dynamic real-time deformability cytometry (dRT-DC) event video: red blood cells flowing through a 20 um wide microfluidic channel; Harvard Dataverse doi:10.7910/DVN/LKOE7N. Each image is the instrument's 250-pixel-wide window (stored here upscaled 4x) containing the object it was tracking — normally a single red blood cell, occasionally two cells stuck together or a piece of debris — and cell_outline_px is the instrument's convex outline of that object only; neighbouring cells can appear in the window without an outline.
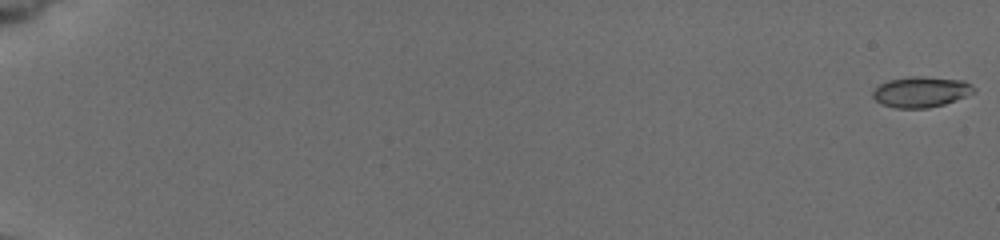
{"species": "common noctule bat (a hibernating species)", "species_latin": "Nyctalus noctula", "temperature_condition": "cold", "stored_images_in_passage": 56, "camera_frame_rate_fps": 3000, "um_per_image_px": 0.085, "animal": {"sex": "female", "body_mass_g": 19.5, "forearm_length_mm": 54.1}, "frame": {"image": 1, "passage_image": 1, "time_ms": 0.0, "image_size_px": [1000, 240], "cell_outline_px": [[976, 92], [944, 104], [928, 108], [896, 108], [880, 104], [872, 96], [872, 92], [880, 84], [888, 80], [912, 76], [920, 76], [964, 80], [972, 84], [976, 88]], "centroid_in_image_um": [78.3, 7.81], "position_along_channel_um": 6.7, "area_um2": 18.15}}
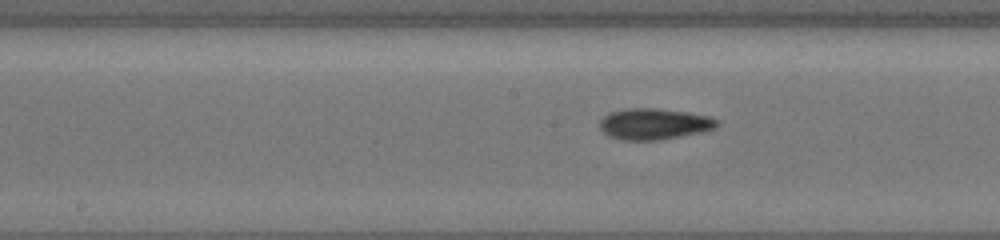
{"frame": {"image": 2, "passage_image": 32, "time_ms": 10.333, "image_size_px": [1000, 240], "cell_outline_px": [[720, 120], [712, 128], [700, 132], [656, 140], [624, 140], [608, 136], [600, 128], [600, 120], [608, 112], [624, 108], [660, 108], [688, 112], [708, 116]], "centroid_in_image_um": [55.54, 10.51], "position_along_channel_um": 192.7, "area_um2": 21.15}}
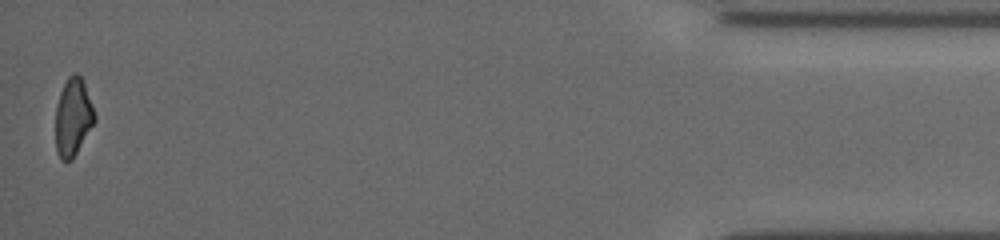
{"frame": {"image": 3, "passage_image": 56, "time_ms": 18.333, "image_size_px": [1000, 240], "cell_outline_px": [[96, 120], [72, 160], [60, 160], [56, 152], [56, 104], [60, 92], [68, 76], [72, 72], [76, 72], [84, 80], [96, 116]], "centroid_in_image_um": [6.21, 9.93], "position_along_channel_um": 429.0, "area_um2": 17.86}, "authors_computed_cell_mechanics": {"area_um2": 18.7272, "velocity_mm_per_s": 3.8758, "shape_relaxation_time_tau1_ms": 2.5066, "shape_relaxation_time_tau2_ms": 4.5788, "deformation_change_tau1": 0.1248, "deformation_change_tau2": 0.1289}}